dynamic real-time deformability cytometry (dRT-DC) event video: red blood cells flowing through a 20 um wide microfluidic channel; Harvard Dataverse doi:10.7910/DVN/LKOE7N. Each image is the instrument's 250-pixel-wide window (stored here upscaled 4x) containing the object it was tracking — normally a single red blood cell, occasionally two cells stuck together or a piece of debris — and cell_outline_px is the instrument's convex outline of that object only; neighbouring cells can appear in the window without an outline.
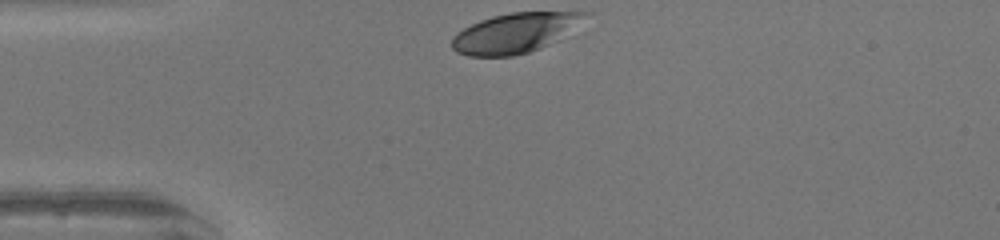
{"species": "human", "species_latin": "Homo sapiens", "temperature_condition": "warm", "stored_images_in_passage": 28, "camera_frame_rate_fps": 3000, "um_per_image_px": 0.085, "donor": {"sex": "female"}, "frame": {"image": 1, "passage_image": 1, "time_ms": 0.0, "image_size_px": [1000, 240], "cell_outline_px": [[592, 12], [560, 40], [540, 48], [528, 52], [512, 56], [468, 56], [456, 52], [452, 48], [452, 36], [456, 32], [480, 20], [492, 16], [512, 12]], "centroid_in_image_um": [43.76, 2.8], "position_along_channel_um": 41.2, "area_um2": 30.87}}
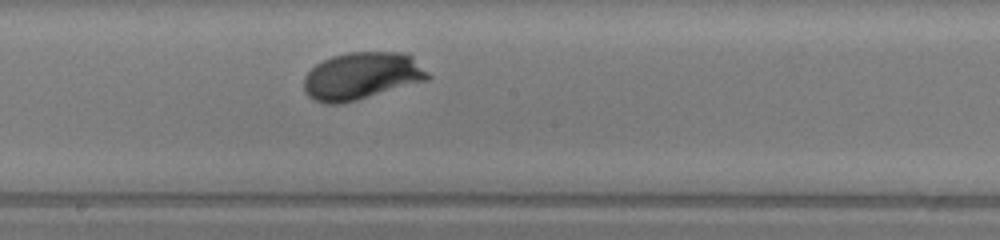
{"frame": {"image": 2, "passage_image": 16, "time_ms": 5.0, "image_size_px": [1000, 240], "cell_outline_px": [[432, 76], [428, 80], [356, 100], [340, 104], [324, 104], [312, 100], [304, 92], [304, 76], [316, 64], [332, 56], [348, 52], [404, 52], [412, 56]], "centroid_in_image_um": [30.73, 6.46], "position_along_channel_um": 217.5, "area_um2": 34.33}}
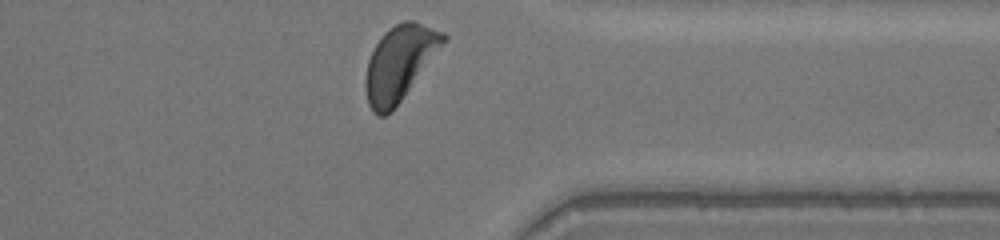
{"frame": {"image": 3, "passage_image": 28, "time_ms": 9.0, "image_size_px": [1000, 240], "cell_outline_px": [[448, 40], [400, 100], [384, 116], [376, 116], [372, 112], [368, 104], [364, 88], [364, 80], [368, 60], [376, 44], [384, 32], [388, 28], [404, 20], [416, 20], [444, 32], [448, 36]], "centroid_in_image_um": [33.97, 5.31], "position_along_channel_um": 377.4, "area_um2": 33.81}, "authors_computed_cell_mechanics": {"area_um2": 33.4951, "velocity_mm_per_s": 4.1241, "shape_relaxation_time_tau1_ms": 2.2663, "shape_relaxation_time_tau2_ms": null, "deformation_change_tau1": 0.1562, "deformation_change_tau2": null}}